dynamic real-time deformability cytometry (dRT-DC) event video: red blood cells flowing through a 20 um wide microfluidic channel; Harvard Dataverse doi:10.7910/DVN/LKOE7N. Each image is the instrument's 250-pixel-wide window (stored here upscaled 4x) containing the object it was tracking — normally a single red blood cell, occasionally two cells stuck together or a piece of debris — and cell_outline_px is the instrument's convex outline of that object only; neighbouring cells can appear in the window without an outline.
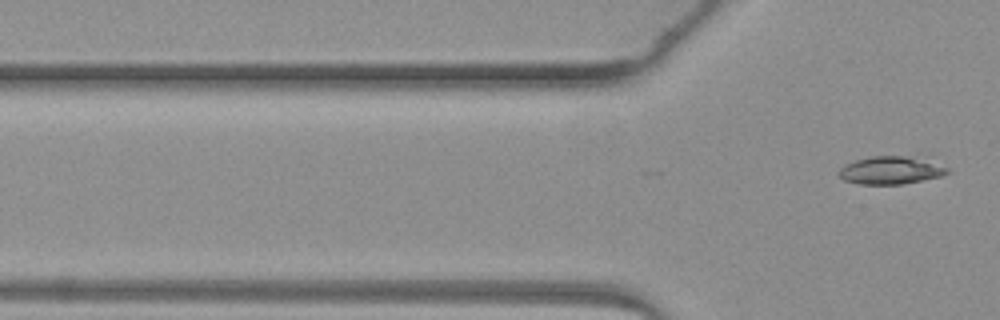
{"species": "common noctule bat (a hibernating species)", "species_latin": "Nyctalus noctula", "temperature_condition": "warm", "stored_images_in_passage": 6, "segment_of_instrument_passage": [2, 2], "camera_frame_rate_fps": 3000, "um_per_image_px": 0.085, "animal": {"sex": "female", "body_mass_g": 19.3, "forearm_length_mm": 54.1}, "frame": {"image": 1, "passage_image": 6, "time_ms": 5.667, "image_size_px": [1000, 320], "cell_outline_px": [[948, 172], [940, 176], [900, 184], [860, 184], [844, 180], [836, 172], [844, 164], [856, 160], [872, 156], [920, 152], [932, 152], [948, 168]], "centroid_in_image_um": [75.93, 14.35], "position_along_channel_um": 49.9, "area_um2": 19.36}}